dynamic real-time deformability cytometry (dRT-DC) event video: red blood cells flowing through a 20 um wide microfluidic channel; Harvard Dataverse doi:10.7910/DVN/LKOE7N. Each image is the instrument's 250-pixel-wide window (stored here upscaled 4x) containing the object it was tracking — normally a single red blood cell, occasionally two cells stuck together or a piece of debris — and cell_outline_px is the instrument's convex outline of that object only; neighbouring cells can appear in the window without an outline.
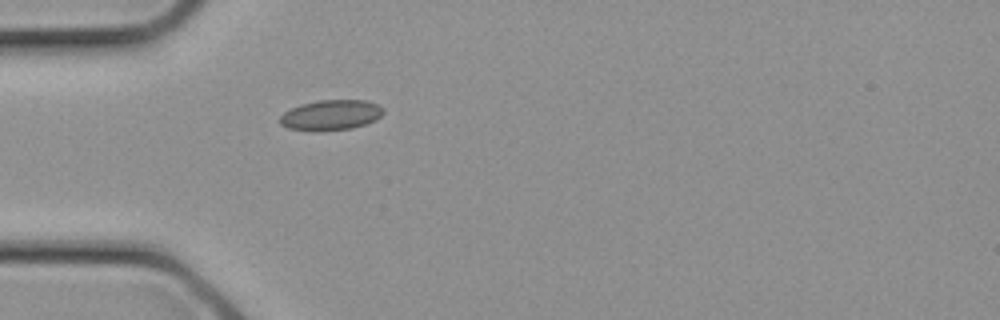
{"species": "common noctule bat (a hibernating species)", "species_latin": "Nyctalus noctula", "temperature_condition": "cold", "stored_images_in_passage": 3, "camera_frame_rate_fps": 3000, "um_per_image_px": 0.085, "animal": {"sex": "female", "body_mass_g": 21.9}, "frame": {"image": 1, "passage_image": 1, "time_ms": 0.0, "image_size_px": [1000, 320], "cell_outline_px": [[384, 112], [376, 120], [352, 128], [312, 132], [288, 128], [280, 124], [280, 116], [284, 112], [300, 104], [320, 100], [368, 100], [380, 104], [384, 108]], "centroid_in_image_um": [28.14, 9.78], "position_along_channel_um": 56.9, "area_um2": 18.5}}
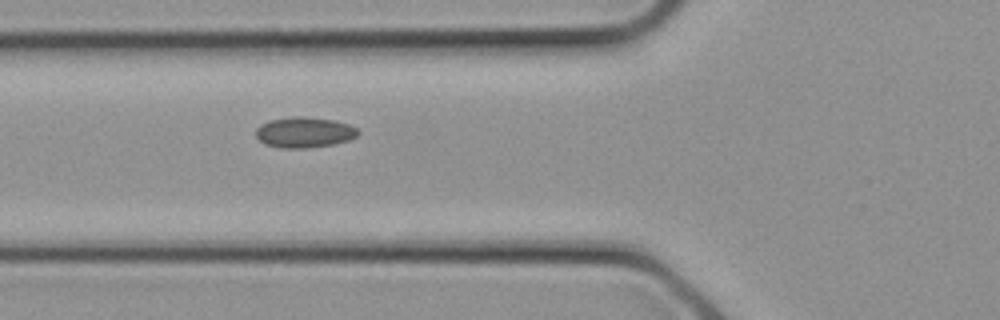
{"frame": {"image": 2, "passage_image": 3, "time_ms": 0.667, "image_size_px": [1000, 320], "cell_outline_px": [[360, 132], [356, 136], [348, 140], [332, 144], [308, 148], [280, 148], [264, 144], [256, 136], [256, 128], [260, 124], [268, 120], [292, 116], [304, 116], [336, 120], [348, 124], [356, 128]], "centroid_in_image_um": [25.84, 11.24], "position_along_channel_um": 100.0, "area_um2": 18.38}}